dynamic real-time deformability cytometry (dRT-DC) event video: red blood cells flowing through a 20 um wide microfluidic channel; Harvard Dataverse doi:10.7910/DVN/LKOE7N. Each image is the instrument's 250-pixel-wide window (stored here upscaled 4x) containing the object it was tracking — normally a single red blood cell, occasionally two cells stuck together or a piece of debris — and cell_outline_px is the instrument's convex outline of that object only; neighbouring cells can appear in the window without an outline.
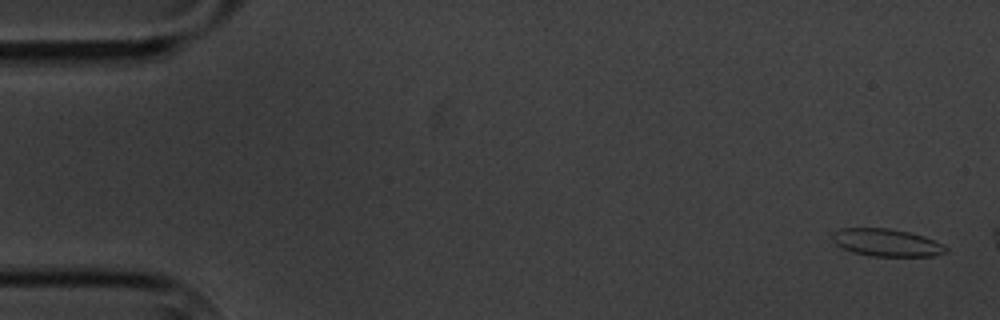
{"species": "common noctule bat (a hibernating species)", "species_latin": "Nyctalus noctula", "temperature_condition": "cold", "stored_images_in_passage": 3, "camera_frame_rate_fps": 3000, "um_per_image_px": 0.085, "animal": {"sex": "male", "body_mass_g": 20.1, "forearm_length_mm": 53.5}, "frame": {"image": 1, "passage_image": 1, "time_ms": 0.0, "image_size_px": [1000, 320], "cell_outline_px": [[948, 252], [932, 256], [872, 256], [852, 252], [836, 244], [832, 240], [832, 232], [840, 228], [888, 228], [908, 232], [924, 236], [944, 244], [948, 248]], "centroid_in_image_um": [75.37, 20.62], "position_along_channel_um": 9.6, "area_um2": 18.26}}